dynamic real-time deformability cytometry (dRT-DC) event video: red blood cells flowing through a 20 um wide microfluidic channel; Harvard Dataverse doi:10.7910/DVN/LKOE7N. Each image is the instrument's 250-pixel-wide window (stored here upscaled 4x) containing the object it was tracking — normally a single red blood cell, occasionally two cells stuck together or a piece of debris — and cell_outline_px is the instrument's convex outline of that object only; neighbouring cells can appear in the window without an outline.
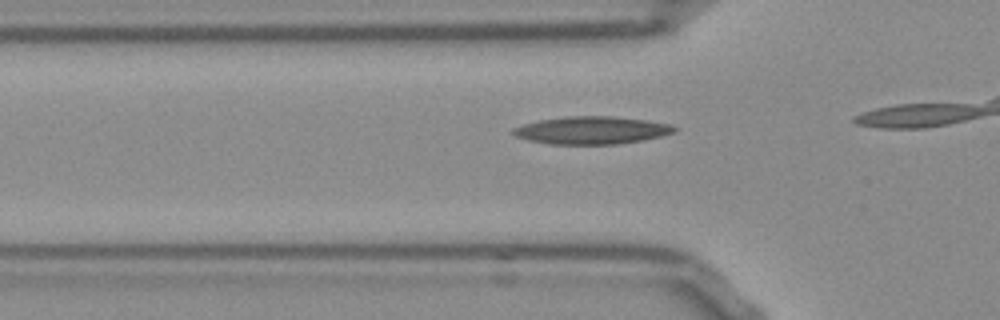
{"species": "Egyptian fruit bat (a non-hibernating species)", "species_latin": "Rousettus aegyptiacus", "temperature_condition": "room temperature", "stored_images_in_passage": 7, "camera_frame_rate_fps": 3000, "um_per_image_px": 0.085, "frame": {"image": 1, "passage_image": 2, "time_ms": 0.333, "image_size_px": [1000, 320], "cell_outline_px": [[676, 132], [644, 140], [616, 144], [548, 144], [528, 140], [516, 136], [512, 132], [512, 128], [524, 124], [540, 120], [564, 116], [612, 116], [648, 120], [672, 124], [676, 128]], "centroid_in_image_um": [50.31, 11.07], "position_along_channel_um": 75.5, "area_um2": 26.07}}
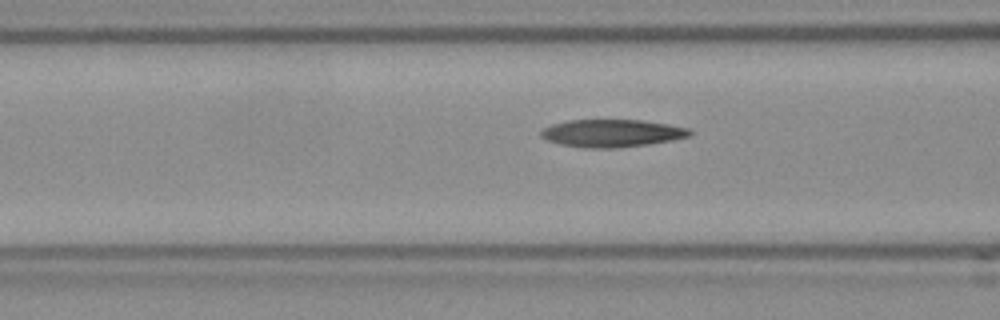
{"frame": {"image": 2, "passage_image": 5, "time_ms": 1.333, "image_size_px": [1000, 320], "cell_outline_px": [[692, 136], [672, 140], [648, 144], [616, 148], [584, 148], [560, 144], [548, 140], [540, 136], [540, 132], [544, 128], [552, 124], [568, 120], [640, 120], [668, 124], [692, 128]], "centroid_in_image_um": [52.05, 11.32], "position_along_channel_um": 114.6, "area_um2": 24.04}}